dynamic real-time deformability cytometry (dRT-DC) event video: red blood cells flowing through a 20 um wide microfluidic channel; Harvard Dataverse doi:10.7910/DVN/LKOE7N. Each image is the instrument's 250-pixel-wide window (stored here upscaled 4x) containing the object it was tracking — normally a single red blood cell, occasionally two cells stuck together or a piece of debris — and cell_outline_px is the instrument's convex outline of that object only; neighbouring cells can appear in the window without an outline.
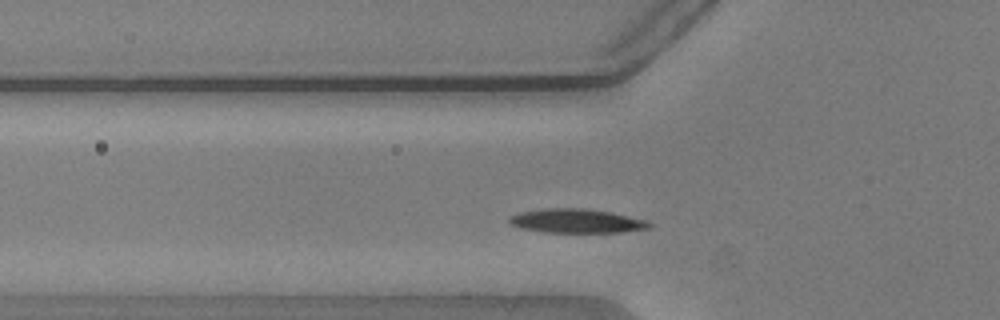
{"species": "common noctule bat (a hibernating species)", "species_latin": "Nyctalus noctula", "temperature_condition": "warm", "stored_images_in_passage": 32, "camera_frame_rate_fps": 3000, "um_per_image_px": 0.085, "animal": {"sex": "male", "body_mass_g": 20.5, "forearm_length_mm": 52.5}, "frame": {"image": 1, "passage_image": 2, "time_ms": 0.333, "image_size_px": [1000, 320], "cell_outline_px": [[652, 228], [620, 232], [544, 232], [520, 228], [508, 224], [508, 216], [520, 212], [544, 208], [588, 208], [612, 212], [644, 220], [652, 224]], "centroid_in_image_um": [48.96, 18.77], "position_along_channel_um": 76.8, "area_um2": 19.77}}
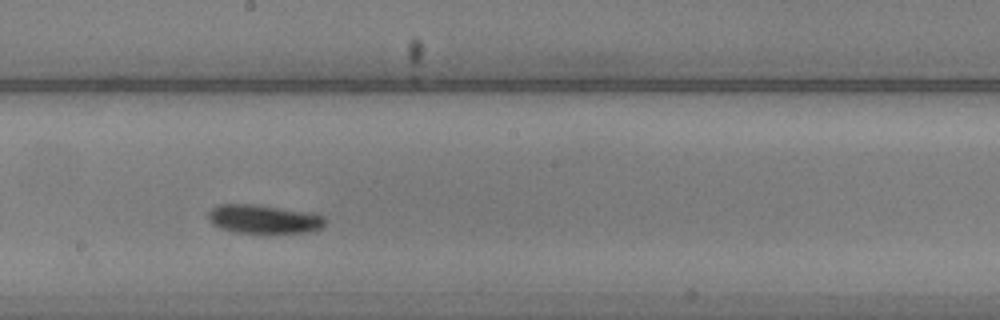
{"frame": {"image": 2, "passage_image": 14, "time_ms": 4.333, "image_size_px": [1000, 320], "cell_outline_px": [[324, 224], [320, 228], [308, 232], [232, 232], [220, 228], [212, 224], [208, 220], [208, 212], [216, 204], [256, 204], [308, 212], [324, 216]], "centroid_in_image_um": [22.35, 18.61], "position_along_channel_um": 225.9, "area_um2": 19.42}}
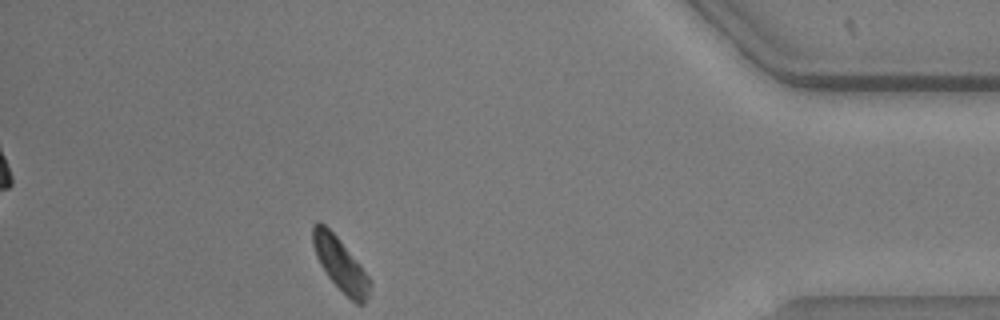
{"frame": {"image": 3, "passage_image": 32, "time_ms": 10.333, "image_size_px": [1000, 320], "cell_outline_px": [[372, 284], [368, 296], [364, 304], [356, 304], [328, 276], [320, 264], [316, 256], [312, 244], [312, 224], [316, 220], [320, 220], [336, 236], [360, 264], [368, 276]], "centroid_in_image_um": [28.91, 22.43], "position_along_channel_um": 406.3, "area_um2": 17.46}, "authors_computed_cell_mechanics": {"area_um2": 18.785, "velocity_mm_per_s": 3.7198, "shape_relaxation_time_tau1_ms": 8.0224, "shape_relaxation_time_tau2_ms": null, "deformation_change_tau1": 0.2046, "deformation_change_tau2": null}}